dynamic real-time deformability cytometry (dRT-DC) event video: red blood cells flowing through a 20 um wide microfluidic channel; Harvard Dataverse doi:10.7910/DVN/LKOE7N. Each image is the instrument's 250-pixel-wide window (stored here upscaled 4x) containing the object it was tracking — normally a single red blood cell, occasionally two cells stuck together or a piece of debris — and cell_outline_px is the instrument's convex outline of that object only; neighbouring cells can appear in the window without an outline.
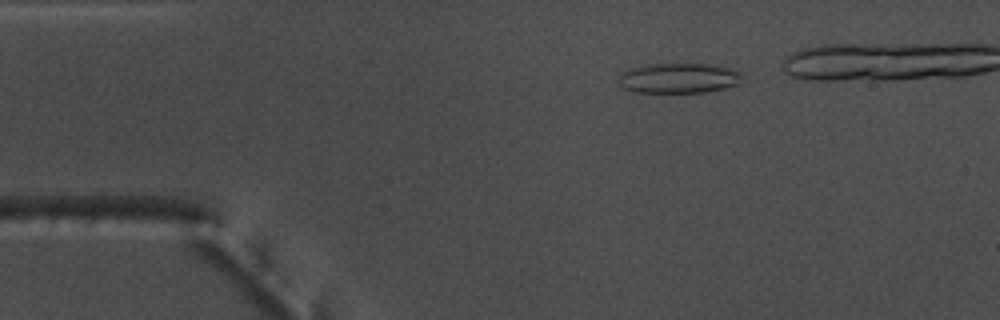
{"species": "common noctule bat (a hibernating species)", "species_latin": "Nyctalus noctula", "temperature_condition": "warm", "stored_images_in_passage": 38, "camera_frame_rate_fps": 3000, "um_per_image_px": 0.085, "animal": {"sex": "male", "body_mass_g": 17.5, "forearm_length_mm": 52.3}, "frame": {"image": 1, "passage_image": 4, "time_ms": 1.0, "image_size_px": [1000, 320], "cell_outline_px": [[740, 76], [736, 84], [724, 88], [704, 92], [636, 92], [624, 88], [620, 84], [620, 76], [628, 68], [644, 64], [708, 64], [728, 68], [740, 72]], "centroid_in_image_um": [57.63, 6.63], "position_along_channel_um": 27.4, "area_um2": 21.27}}
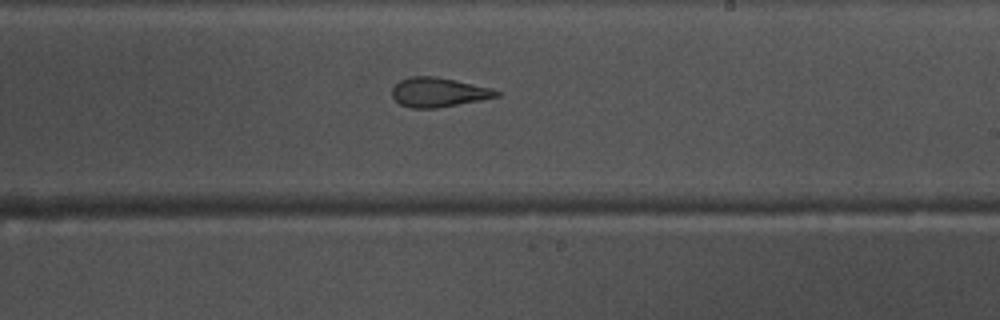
{"frame": {"image": 2, "passage_image": 26, "time_ms": 8.333, "image_size_px": [1000, 320], "cell_outline_px": [[500, 96], [480, 100], [436, 108], [412, 108], [400, 104], [392, 96], [392, 88], [400, 80], [412, 76], [436, 76], [456, 80], [492, 88], [500, 92]], "centroid_in_image_um": [37.27, 7.83], "position_along_channel_um": 251.7, "area_um2": 17.8}}
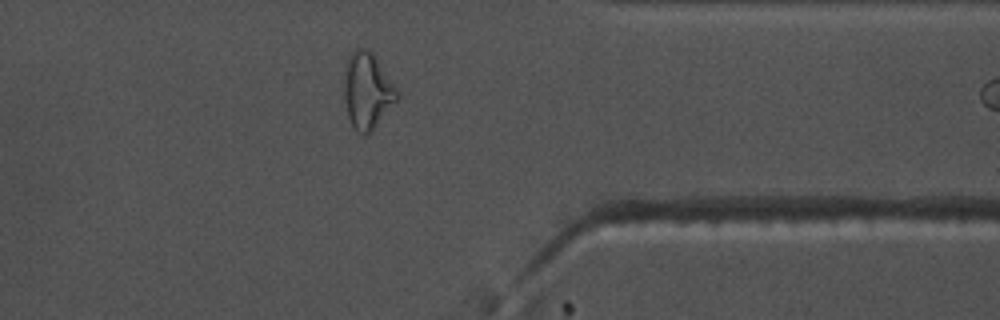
{"frame": {"image": 3, "passage_image": 37, "time_ms": 12.0, "image_size_px": [1000, 320], "cell_outline_px": [[400, 96], [372, 128], [364, 136], [356, 132], [348, 116], [344, 96], [344, 68], [352, 52], [356, 48], [368, 48], [372, 52], [400, 92]], "centroid_in_image_um": [31.21, 7.68], "position_along_channel_um": 380.2, "area_um2": 23.18}}